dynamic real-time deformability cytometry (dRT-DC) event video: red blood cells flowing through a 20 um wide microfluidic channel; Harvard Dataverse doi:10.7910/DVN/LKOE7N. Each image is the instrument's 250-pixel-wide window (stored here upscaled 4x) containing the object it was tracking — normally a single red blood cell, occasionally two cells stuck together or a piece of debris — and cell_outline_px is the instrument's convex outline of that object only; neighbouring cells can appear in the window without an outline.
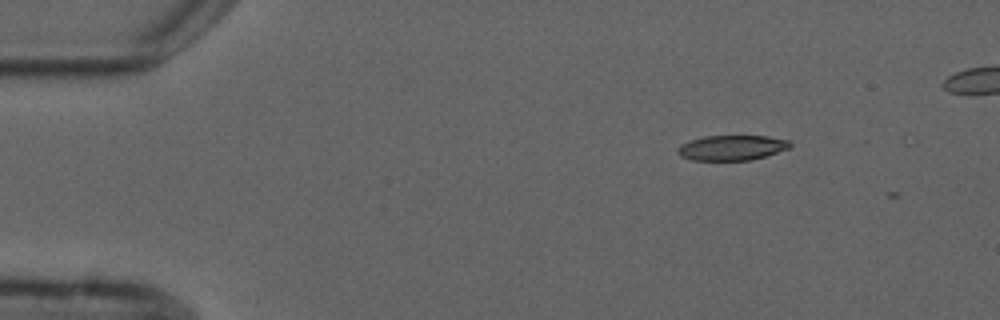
{"species": "common noctule bat (a hibernating species)", "species_latin": "Nyctalus noctula", "temperature_condition": "cold", "stored_images_in_passage": 2, "camera_frame_rate_fps": 3000, "um_per_image_px": 0.085, "animal": {"sex": "male", "forearm_length_mm": 52.5}, "frame": {"image": 1, "passage_image": 1, "time_ms": 0.0, "image_size_px": [1000, 320], "cell_outline_px": [[792, 144], [788, 148], [764, 156], [748, 160], [692, 160], [680, 156], [676, 152], [676, 148], [680, 144], [704, 136], [768, 136], [788, 140]], "centroid_in_image_um": [62.15, 12.55], "position_along_channel_um": 22.9, "area_um2": 16.3}}